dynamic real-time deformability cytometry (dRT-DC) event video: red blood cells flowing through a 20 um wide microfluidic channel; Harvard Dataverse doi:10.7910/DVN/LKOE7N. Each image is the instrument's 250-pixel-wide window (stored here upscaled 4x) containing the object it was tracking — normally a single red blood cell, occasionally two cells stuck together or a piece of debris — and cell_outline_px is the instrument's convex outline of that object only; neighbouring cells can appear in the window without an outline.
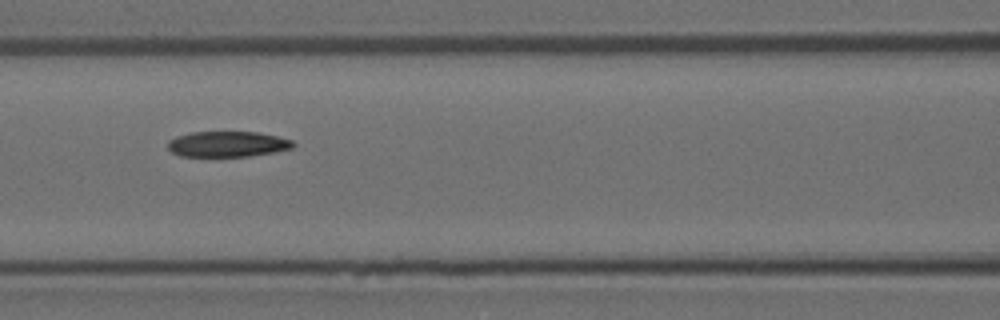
{"species": "Egyptian fruit bat (a non-hibernating species)", "species_latin": "Rousettus aegyptiacus", "temperature_condition": "room temperature", "stored_images_in_passage": 12, "camera_frame_rate_fps": 3000, "um_per_image_px": 0.085, "animal": {"sex": "female"}, "frame": {"image": 1, "passage_image": 4, "time_ms": 1.0, "image_size_px": [1000, 320], "cell_outline_px": [[296, 144], [292, 148], [272, 152], [248, 156], [180, 156], [172, 152], [168, 148], [168, 140], [176, 136], [192, 132], [256, 132], [276, 136], [292, 140]], "centroid_in_image_um": [19.31, 12.24], "position_along_channel_um": 147.3, "area_um2": 18.55}}
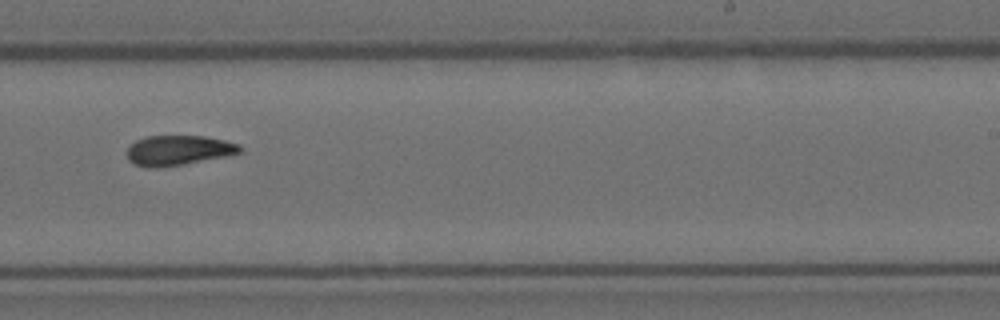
{"frame": {"image": 2, "passage_image": 7, "time_ms": 2.0, "image_size_px": [1000, 320], "cell_outline_px": [[240, 152], [224, 156], [184, 164], [156, 168], [148, 168], [132, 164], [128, 160], [128, 148], [136, 140], [148, 136], [204, 136], [224, 140], [240, 144]], "centroid_in_image_um": [15.12, 12.78], "position_along_channel_um": 273.9, "area_um2": 19.54}}
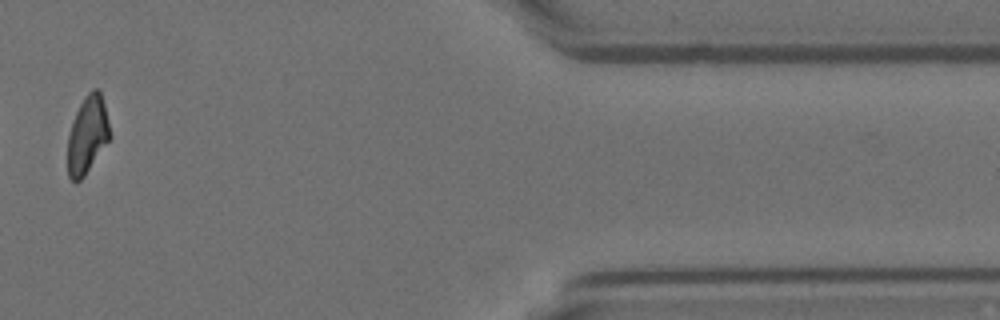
{"frame": {"image": 3, "passage_image": 11, "time_ms": 3.333, "image_size_px": [1000, 320], "cell_outline_px": [[112, 136], [84, 176], [76, 184], [68, 176], [68, 136], [76, 112], [80, 104], [88, 92], [92, 88], [96, 88], [100, 92], [104, 104]], "centroid_in_image_um": [7.44, 11.48], "position_along_channel_um": 404.0, "area_um2": 18.9}}